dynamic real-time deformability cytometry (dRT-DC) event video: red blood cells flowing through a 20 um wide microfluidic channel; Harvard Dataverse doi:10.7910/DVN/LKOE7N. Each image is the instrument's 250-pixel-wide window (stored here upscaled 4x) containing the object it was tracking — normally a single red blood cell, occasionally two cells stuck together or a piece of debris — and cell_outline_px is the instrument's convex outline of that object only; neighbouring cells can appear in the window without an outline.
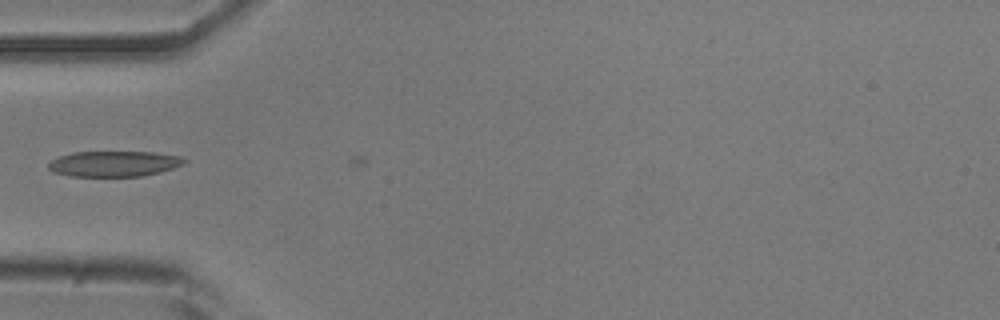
{"species": "common noctule bat (a hibernating species)", "species_latin": "Nyctalus noctula", "temperature_condition": "room temperature", "stored_images_in_passage": 2, "camera_frame_rate_fps": 3000, "um_per_image_px": 0.085, "animal": {"sex": "male", "body_mass_g": 20.5, "forearm_length_mm": 52.5}, "frame": {"image": 1, "passage_image": 1, "time_ms": 0.0, "image_size_px": [1000, 320], "cell_outline_px": [[188, 160], [184, 164], [160, 172], [144, 176], [72, 176], [52, 172], [48, 168], [48, 164], [52, 160], [60, 156], [72, 152], [152, 152], [180, 156]], "centroid_in_image_um": [9.7, 13.92], "position_along_channel_um": 75.3, "area_um2": 20.23}}